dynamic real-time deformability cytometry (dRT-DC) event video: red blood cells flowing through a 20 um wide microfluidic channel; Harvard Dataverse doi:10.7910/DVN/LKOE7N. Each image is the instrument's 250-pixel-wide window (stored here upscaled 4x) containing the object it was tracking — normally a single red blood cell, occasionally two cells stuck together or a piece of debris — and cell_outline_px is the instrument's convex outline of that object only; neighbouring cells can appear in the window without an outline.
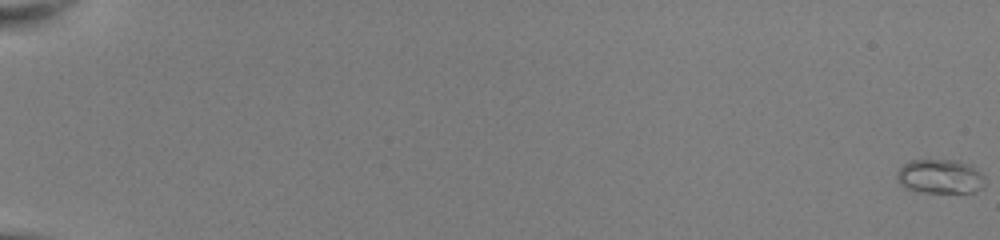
{"species": "common noctule bat (a hibernating species)", "species_latin": "Nyctalus noctula", "temperature_condition": "room temperature", "stored_images_in_passage": 54, "camera_frame_rate_fps": 3000, "um_per_image_px": 0.085, "animal": {"sex": "female", "body_mass_g": 22.0, "forearm_length_mm": 56.7}, "frame": {"image": 1, "passage_image": 1, "time_ms": 0.0, "image_size_px": [1000, 240], "cell_outline_px": [[984, 188], [976, 192], [920, 192], [904, 188], [896, 180], [896, 172], [904, 164], [912, 160], [960, 160], [972, 164], [984, 176]], "centroid_in_image_um": [79.92, 15.0], "position_along_channel_um": 5.1, "area_um2": 17.92}}
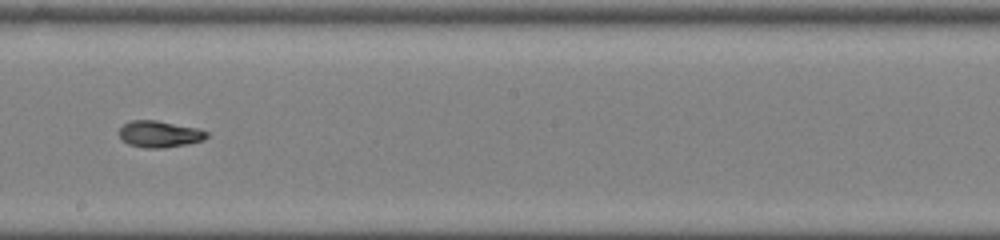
{"frame": {"image": 2, "passage_image": 34, "time_ms": 11.0, "image_size_px": [1000, 240], "cell_outline_px": [[208, 136], [204, 140], [164, 148], [144, 148], [128, 144], [120, 136], [120, 128], [124, 124], [132, 120], [156, 120], [196, 128], [208, 132]], "centroid_in_image_um": [13.56, 11.4], "position_along_channel_um": 234.6, "area_um2": 13.35}}
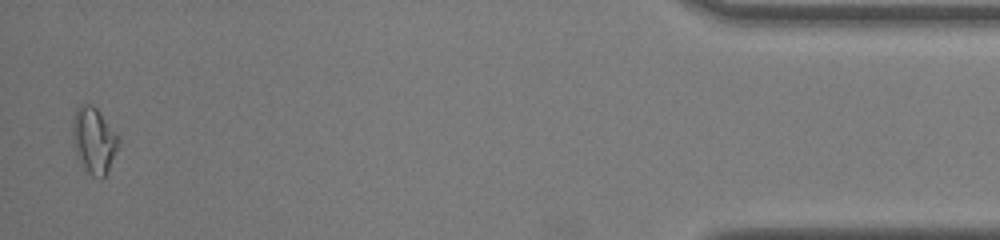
{"frame": {"image": 3, "passage_image": 53, "time_ms": 17.333, "image_size_px": [1000, 240], "cell_outline_px": [[120, 140], [108, 168], [104, 176], [100, 180], [92, 176], [88, 172], [80, 160], [72, 144], [72, 120], [76, 108], [80, 104], [92, 104], [100, 112], [120, 136]], "centroid_in_image_um": [7.97, 11.88], "position_along_channel_um": 427.2, "area_um2": 17.63}, "authors_computed_cell_mechanics": {"area_um2": 14.0165, "velocity_mm_per_s": 4.0694, "shape_relaxation_time_tau1_ms": null, "shape_relaxation_time_tau2_ms": 2.1722, "deformation_change_tau1": null, "deformation_change_tau2": 0.0716}}